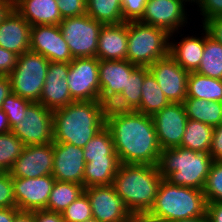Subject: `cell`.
<instances>
[{"label":"cell","instance_id":"obj_38","mask_svg":"<svg viewBox=\"0 0 222 222\" xmlns=\"http://www.w3.org/2000/svg\"><path fill=\"white\" fill-rule=\"evenodd\" d=\"M65 222H83L92 218L90 201L85 193H82L63 212Z\"/></svg>","mask_w":222,"mask_h":222},{"label":"cell","instance_id":"obj_56","mask_svg":"<svg viewBox=\"0 0 222 222\" xmlns=\"http://www.w3.org/2000/svg\"><path fill=\"white\" fill-rule=\"evenodd\" d=\"M83 222H99L97 219H95V218H90V219H87V220H85V221H83Z\"/></svg>","mask_w":222,"mask_h":222},{"label":"cell","instance_id":"obj_17","mask_svg":"<svg viewBox=\"0 0 222 222\" xmlns=\"http://www.w3.org/2000/svg\"><path fill=\"white\" fill-rule=\"evenodd\" d=\"M30 50L51 62L70 63L74 59L59 25L32 26Z\"/></svg>","mask_w":222,"mask_h":222},{"label":"cell","instance_id":"obj_6","mask_svg":"<svg viewBox=\"0 0 222 222\" xmlns=\"http://www.w3.org/2000/svg\"><path fill=\"white\" fill-rule=\"evenodd\" d=\"M127 59L137 66H151L158 59L169 55L170 34L164 29L127 21Z\"/></svg>","mask_w":222,"mask_h":222},{"label":"cell","instance_id":"obj_47","mask_svg":"<svg viewBox=\"0 0 222 222\" xmlns=\"http://www.w3.org/2000/svg\"><path fill=\"white\" fill-rule=\"evenodd\" d=\"M206 215L209 222H222V202H208Z\"/></svg>","mask_w":222,"mask_h":222},{"label":"cell","instance_id":"obj_28","mask_svg":"<svg viewBox=\"0 0 222 222\" xmlns=\"http://www.w3.org/2000/svg\"><path fill=\"white\" fill-rule=\"evenodd\" d=\"M186 98L222 102V80L203 76L197 72H189Z\"/></svg>","mask_w":222,"mask_h":222},{"label":"cell","instance_id":"obj_53","mask_svg":"<svg viewBox=\"0 0 222 222\" xmlns=\"http://www.w3.org/2000/svg\"><path fill=\"white\" fill-rule=\"evenodd\" d=\"M125 222H153V221L149 219L146 215H132Z\"/></svg>","mask_w":222,"mask_h":222},{"label":"cell","instance_id":"obj_52","mask_svg":"<svg viewBox=\"0 0 222 222\" xmlns=\"http://www.w3.org/2000/svg\"><path fill=\"white\" fill-rule=\"evenodd\" d=\"M11 131L5 112L0 108V134H5Z\"/></svg>","mask_w":222,"mask_h":222},{"label":"cell","instance_id":"obj_12","mask_svg":"<svg viewBox=\"0 0 222 222\" xmlns=\"http://www.w3.org/2000/svg\"><path fill=\"white\" fill-rule=\"evenodd\" d=\"M84 193L90 201L93 218L99 222H125L132 216L113 184L84 188Z\"/></svg>","mask_w":222,"mask_h":222},{"label":"cell","instance_id":"obj_15","mask_svg":"<svg viewBox=\"0 0 222 222\" xmlns=\"http://www.w3.org/2000/svg\"><path fill=\"white\" fill-rule=\"evenodd\" d=\"M55 181L52 174L38 178L12 177L16 208L32 212L45 209Z\"/></svg>","mask_w":222,"mask_h":222},{"label":"cell","instance_id":"obj_18","mask_svg":"<svg viewBox=\"0 0 222 222\" xmlns=\"http://www.w3.org/2000/svg\"><path fill=\"white\" fill-rule=\"evenodd\" d=\"M198 29L200 33L202 32L201 34L199 32H196L195 35L193 33L185 34L184 31L186 32L188 29L170 34L169 55L188 72H195L203 58L205 29L201 25L196 30Z\"/></svg>","mask_w":222,"mask_h":222},{"label":"cell","instance_id":"obj_24","mask_svg":"<svg viewBox=\"0 0 222 222\" xmlns=\"http://www.w3.org/2000/svg\"><path fill=\"white\" fill-rule=\"evenodd\" d=\"M15 10L31 25H59L60 15L56 0H15Z\"/></svg>","mask_w":222,"mask_h":222},{"label":"cell","instance_id":"obj_31","mask_svg":"<svg viewBox=\"0 0 222 222\" xmlns=\"http://www.w3.org/2000/svg\"><path fill=\"white\" fill-rule=\"evenodd\" d=\"M195 72L222 80V44L211 38L206 31L203 58Z\"/></svg>","mask_w":222,"mask_h":222},{"label":"cell","instance_id":"obj_34","mask_svg":"<svg viewBox=\"0 0 222 222\" xmlns=\"http://www.w3.org/2000/svg\"><path fill=\"white\" fill-rule=\"evenodd\" d=\"M85 163L93 159H106V156H118L114 149L111 132L105 126L83 147Z\"/></svg>","mask_w":222,"mask_h":222},{"label":"cell","instance_id":"obj_43","mask_svg":"<svg viewBox=\"0 0 222 222\" xmlns=\"http://www.w3.org/2000/svg\"><path fill=\"white\" fill-rule=\"evenodd\" d=\"M18 55L0 47V75L8 76L16 67Z\"/></svg>","mask_w":222,"mask_h":222},{"label":"cell","instance_id":"obj_48","mask_svg":"<svg viewBox=\"0 0 222 222\" xmlns=\"http://www.w3.org/2000/svg\"><path fill=\"white\" fill-rule=\"evenodd\" d=\"M12 93L9 76L0 75V108L5 98Z\"/></svg>","mask_w":222,"mask_h":222},{"label":"cell","instance_id":"obj_54","mask_svg":"<svg viewBox=\"0 0 222 222\" xmlns=\"http://www.w3.org/2000/svg\"><path fill=\"white\" fill-rule=\"evenodd\" d=\"M172 222H209V219L207 215L202 216V217H194L190 219H182V220H176Z\"/></svg>","mask_w":222,"mask_h":222},{"label":"cell","instance_id":"obj_19","mask_svg":"<svg viewBox=\"0 0 222 222\" xmlns=\"http://www.w3.org/2000/svg\"><path fill=\"white\" fill-rule=\"evenodd\" d=\"M52 176L57 181L83 185L85 158L83 148L69 143L53 142Z\"/></svg>","mask_w":222,"mask_h":222},{"label":"cell","instance_id":"obj_36","mask_svg":"<svg viewBox=\"0 0 222 222\" xmlns=\"http://www.w3.org/2000/svg\"><path fill=\"white\" fill-rule=\"evenodd\" d=\"M15 93H10L2 103L1 109L5 112L11 130L19 124L21 118L26 117V110L32 104Z\"/></svg>","mask_w":222,"mask_h":222},{"label":"cell","instance_id":"obj_7","mask_svg":"<svg viewBox=\"0 0 222 222\" xmlns=\"http://www.w3.org/2000/svg\"><path fill=\"white\" fill-rule=\"evenodd\" d=\"M49 60L31 50L19 55L16 67L8 75L12 92L38 102L47 76Z\"/></svg>","mask_w":222,"mask_h":222},{"label":"cell","instance_id":"obj_42","mask_svg":"<svg viewBox=\"0 0 222 222\" xmlns=\"http://www.w3.org/2000/svg\"><path fill=\"white\" fill-rule=\"evenodd\" d=\"M197 5L195 11L200 13L196 15L201 16L200 20L198 18L201 24L209 18H222V0H200Z\"/></svg>","mask_w":222,"mask_h":222},{"label":"cell","instance_id":"obj_20","mask_svg":"<svg viewBox=\"0 0 222 222\" xmlns=\"http://www.w3.org/2000/svg\"><path fill=\"white\" fill-rule=\"evenodd\" d=\"M136 67L128 60H100V102L109 106L126 89L127 79Z\"/></svg>","mask_w":222,"mask_h":222},{"label":"cell","instance_id":"obj_40","mask_svg":"<svg viewBox=\"0 0 222 222\" xmlns=\"http://www.w3.org/2000/svg\"><path fill=\"white\" fill-rule=\"evenodd\" d=\"M62 19L87 13L86 0H56Z\"/></svg>","mask_w":222,"mask_h":222},{"label":"cell","instance_id":"obj_50","mask_svg":"<svg viewBox=\"0 0 222 222\" xmlns=\"http://www.w3.org/2000/svg\"><path fill=\"white\" fill-rule=\"evenodd\" d=\"M18 211L16 207L0 208V222H14L15 214Z\"/></svg>","mask_w":222,"mask_h":222},{"label":"cell","instance_id":"obj_33","mask_svg":"<svg viewBox=\"0 0 222 222\" xmlns=\"http://www.w3.org/2000/svg\"><path fill=\"white\" fill-rule=\"evenodd\" d=\"M87 15L103 25L123 23L119 0H86Z\"/></svg>","mask_w":222,"mask_h":222},{"label":"cell","instance_id":"obj_8","mask_svg":"<svg viewBox=\"0 0 222 222\" xmlns=\"http://www.w3.org/2000/svg\"><path fill=\"white\" fill-rule=\"evenodd\" d=\"M59 26L73 58L96 57L102 23L84 14L62 19Z\"/></svg>","mask_w":222,"mask_h":222},{"label":"cell","instance_id":"obj_51","mask_svg":"<svg viewBox=\"0 0 222 222\" xmlns=\"http://www.w3.org/2000/svg\"><path fill=\"white\" fill-rule=\"evenodd\" d=\"M14 222H35V211L19 210L15 214Z\"/></svg>","mask_w":222,"mask_h":222},{"label":"cell","instance_id":"obj_10","mask_svg":"<svg viewBox=\"0 0 222 222\" xmlns=\"http://www.w3.org/2000/svg\"><path fill=\"white\" fill-rule=\"evenodd\" d=\"M99 62L90 57L74 58L69 63L67 82L74 101H100Z\"/></svg>","mask_w":222,"mask_h":222},{"label":"cell","instance_id":"obj_25","mask_svg":"<svg viewBox=\"0 0 222 222\" xmlns=\"http://www.w3.org/2000/svg\"><path fill=\"white\" fill-rule=\"evenodd\" d=\"M149 72L146 66H137L127 79L126 89L108 106L109 109L136 111L141 104L142 85Z\"/></svg>","mask_w":222,"mask_h":222},{"label":"cell","instance_id":"obj_55","mask_svg":"<svg viewBox=\"0 0 222 222\" xmlns=\"http://www.w3.org/2000/svg\"><path fill=\"white\" fill-rule=\"evenodd\" d=\"M190 6H197V4L199 3L200 0H186Z\"/></svg>","mask_w":222,"mask_h":222},{"label":"cell","instance_id":"obj_9","mask_svg":"<svg viewBox=\"0 0 222 222\" xmlns=\"http://www.w3.org/2000/svg\"><path fill=\"white\" fill-rule=\"evenodd\" d=\"M187 6L190 7L186 0H148L139 21L172 34L190 26L192 18H189Z\"/></svg>","mask_w":222,"mask_h":222},{"label":"cell","instance_id":"obj_46","mask_svg":"<svg viewBox=\"0 0 222 222\" xmlns=\"http://www.w3.org/2000/svg\"><path fill=\"white\" fill-rule=\"evenodd\" d=\"M35 222H65L62 213L46 209L35 211Z\"/></svg>","mask_w":222,"mask_h":222},{"label":"cell","instance_id":"obj_29","mask_svg":"<svg viewBox=\"0 0 222 222\" xmlns=\"http://www.w3.org/2000/svg\"><path fill=\"white\" fill-rule=\"evenodd\" d=\"M169 103V100L166 98L155 77L149 71L144 77L141 104L136 111L148 116H153Z\"/></svg>","mask_w":222,"mask_h":222},{"label":"cell","instance_id":"obj_13","mask_svg":"<svg viewBox=\"0 0 222 222\" xmlns=\"http://www.w3.org/2000/svg\"><path fill=\"white\" fill-rule=\"evenodd\" d=\"M148 68L170 103L184 102L187 97L188 71L170 55L158 59Z\"/></svg>","mask_w":222,"mask_h":222},{"label":"cell","instance_id":"obj_41","mask_svg":"<svg viewBox=\"0 0 222 222\" xmlns=\"http://www.w3.org/2000/svg\"><path fill=\"white\" fill-rule=\"evenodd\" d=\"M148 0H123V21H139L144 15Z\"/></svg>","mask_w":222,"mask_h":222},{"label":"cell","instance_id":"obj_49","mask_svg":"<svg viewBox=\"0 0 222 222\" xmlns=\"http://www.w3.org/2000/svg\"><path fill=\"white\" fill-rule=\"evenodd\" d=\"M15 9V0H0V23Z\"/></svg>","mask_w":222,"mask_h":222},{"label":"cell","instance_id":"obj_45","mask_svg":"<svg viewBox=\"0 0 222 222\" xmlns=\"http://www.w3.org/2000/svg\"><path fill=\"white\" fill-rule=\"evenodd\" d=\"M199 25L211 38L222 44V18H209Z\"/></svg>","mask_w":222,"mask_h":222},{"label":"cell","instance_id":"obj_23","mask_svg":"<svg viewBox=\"0 0 222 222\" xmlns=\"http://www.w3.org/2000/svg\"><path fill=\"white\" fill-rule=\"evenodd\" d=\"M127 47V22L103 25L99 34L96 58L98 60H126Z\"/></svg>","mask_w":222,"mask_h":222},{"label":"cell","instance_id":"obj_44","mask_svg":"<svg viewBox=\"0 0 222 222\" xmlns=\"http://www.w3.org/2000/svg\"><path fill=\"white\" fill-rule=\"evenodd\" d=\"M209 154L214 161H222V123L214 127Z\"/></svg>","mask_w":222,"mask_h":222},{"label":"cell","instance_id":"obj_30","mask_svg":"<svg viewBox=\"0 0 222 222\" xmlns=\"http://www.w3.org/2000/svg\"><path fill=\"white\" fill-rule=\"evenodd\" d=\"M214 127L199 121L187 120L181 147L200 153H209Z\"/></svg>","mask_w":222,"mask_h":222},{"label":"cell","instance_id":"obj_5","mask_svg":"<svg viewBox=\"0 0 222 222\" xmlns=\"http://www.w3.org/2000/svg\"><path fill=\"white\" fill-rule=\"evenodd\" d=\"M203 190L177 186L163 178L155 203L146 214L153 222H172L206 215Z\"/></svg>","mask_w":222,"mask_h":222},{"label":"cell","instance_id":"obj_1","mask_svg":"<svg viewBox=\"0 0 222 222\" xmlns=\"http://www.w3.org/2000/svg\"><path fill=\"white\" fill-rule=\"evenodd\" d=\"M106 127L121 164L158 166L162 149L152 116L137 111L107 109Z\"/></svg>","mask_w":222,"mask_h":222},{"label":"cell","instance_id":"obj_11","mask_svg":"<svg viewBox=\"0 0 222 222\" xmlns=\"http://www.w3.org/2000/svg\"><path fill=\"white\" fill-rule=\"evenodd\" d=\"M18 125L11 132L25 146L53 142V111L38 102H33L26 110Z\"/></svg>","mask_w":222,"mask_h":222},{"label":"cell","instance_id":"obj_26","mask_svg":"<svg viewBox=\"0 0 222 222\" xmlns=\"http://www.w3.org/2000/svg\"><path fill=\"white\" fill-rule=\"evenodd\" d=\"M120 164L118 156H106V159H93L85 163L83 187L113 184Z\"/></svg>","mask_w":222,"mask_h":222},{"label":"cell","instance_id":"obj_39","mask_svg":"<svg viewBox=\"0 0 222 222\" xmlns=\"http://www.w3.org/2000/svg\"><path fill=\"white\" fill-rule=\"evenodd\" d=\"M16 207L12 176L8 171H0V208Z\"/></svg>","mask_w":222,"mask_h":222},{"label":"cell","instance_id":"obj_16","mask_svg":"<svg viewBox=\"0 0 222 222\" xmlns=\"http://www.w3.org/2000/svg\"><path fill=\"white\" fill-rule=\"evenodd\" d=\"M53 142L28 145L14 161L9 174L18 178H38L51 175L53 170Z\"/></svg>","mask_w":222,"mask_h":222},{"label":"cell","instance_id":"obj_4","mask_svg":"<svg viewBox=\"0 0 222 222\" xmlns=\"http://www.w3.org/2000/svg\"><path fill=\"white\" fill-rule=\"evenodd\" d=\"M213 161L209 153L177 146L162 149L158 168L171 184L203 190Z\"/></svg>","mask_w":222,"mask_h":222},{"label":"cell","instance_id":"obj_22","mask_svg":"<svg viewBox=\"0 0 222 222\" xmlns=\"http://www.w3.org/2000/svg\"><path fill=\"white\" fill-rule=\"evenodd\" d=\"M31 25L14 9L0 23V47L18 56L30 50Z\"/></svg>","mask_w":222,"mask_h":222},{"label":"cell","instance_id":"obj_27","mask_svg":"<svg viewBox=\"0 0 222 222\" xmlns=\"http://www.w3.org/2000/svg\"><path fill=\"white\" fill-rule=\"evenodd\" d=\"M188 119L199 121L213 127L222 123V102L186 98L183 102Z\"/></svg>","mask_w":222,"mask_h":222},{"label":"cell","instance_id":"obj_14","mask_svg":"<svg viewBox=\"0 0 222 222\" xmlns=\"http://www.w3.org/2000/svg\"><path fill=\"white\" fill-rule=\"evenodd\" d=\"M152 119L161 149L181 145L188 120L183 103H169Z\"/></svg>","mask_w":222,"mask_h":222},{"label":"cell","instance_id":"obj_37","mask_svg":"<svg viewBox=\"0 0 222 222\" xmlns=\"http://www.w3.org/2000/svg\"><path fill=\"white\" fill-rule=\"evenodd\" d=\"M203 193L207 203L222 202V161H213Z\"/></svg>","mask_w":222,"mask_h":222},{"label":"cell","instance_id":"obj_35","mask_svg":"<svg viewBox=\"0 0 222 222\" xmlns=\"http://www.w3.org/2000/svg\"><path fill=\"white\" fill-rule=\"evenodd\" d=\"M25 145L11 131L0 134V171L11 169L14 161L22 154Z\"/></svg>","mask_w":222,"mask_h":222},{"label":"cell","instance_id":"obj_21","mask_svg":"<svg viewBox=\"0 0 222 222\" xmlns=\"http://www.w3.org/2000/svg\"><path fill=\"white\" fill-rule=\"evenodd\" d=\"M69 63L49 62L41 103L51 111L63 108L73 102L67 82Z\"/></svg>","mask_w":222,"mask_h":222},{"label":"cell","instance_id":"obj_2","mask_svg":"<svg viewBox=\"0 0 222 222\" xmlns=\"http://www.w3.org/2000/svg\"><path fill=\"white\" fill-rule=\"evenodd\" d=\"M107 109L100 101H73L53 111V142L83 148L106 126Z\"/></svg>","mask_w":222,"mask_h":222},{"label":"cell","instance_id":"obj_32","mask_svg":"<svg viewBox=\"0 0 222 222\" xmlns=\"http://www.w3.org/2000/svg\"><path fill=\"white\" fill-rule=\"evenodd\" d=\"M82 193H84L83 185L56 180L45 209L62 213Z\"/></svg>","mask_w":222,"mask_h":222},{"label":"cell","instance_id":"obj_3","mask_svg":"<svg viewBox=\"0 0 222 222\" xmlns=\"http://www.w3.org/2000/svg\"><path fill=\"white\" fill-rule=\"evenodd\" d=\"M162 180L158 166L120 164L113 186L132 215H146L155 203Z\"/></svg>","mask_w":222,"mask_h":222}]
</instances>
